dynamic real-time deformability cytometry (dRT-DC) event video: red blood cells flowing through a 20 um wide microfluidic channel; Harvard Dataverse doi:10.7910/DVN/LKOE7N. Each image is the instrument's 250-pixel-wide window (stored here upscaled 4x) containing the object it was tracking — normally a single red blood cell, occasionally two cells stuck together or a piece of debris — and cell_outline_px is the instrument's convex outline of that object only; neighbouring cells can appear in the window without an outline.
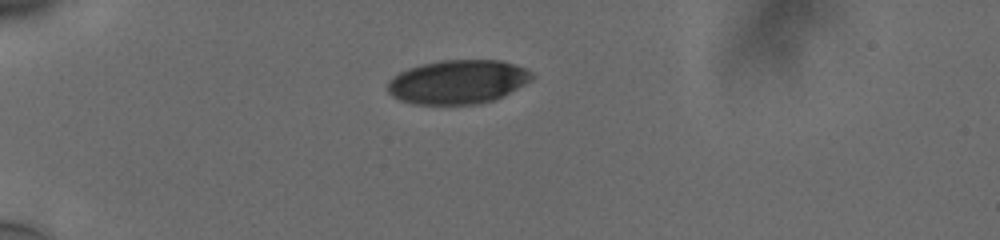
{"species": "human", "species_latin": "Homo sapiens", "temperature_condition": "cold", "stored_images_in_passage": 41, "camera_frame_rate_fps": 3000, "um_per_image_px": 0.085, "donor": {"sex": "male"}, "frame": {"image": 1, "passage_image": 1, "time_ms": 0.0, "image_size_px": [1000, 240], "cell_outline_px": [[532, 76], [524, 84], [504, 96], [480, 104], [416, 104], [400, 100], [392, 96], [388, 92], [388, 84], [400, 72], [408, 68], [440, 60], [500, 60], [524, 68], [532, 72]], "centroid_in_image_um": [38.91, 6.96], "position_along_channel_um": 46.1, "area_um2": 36.47}}
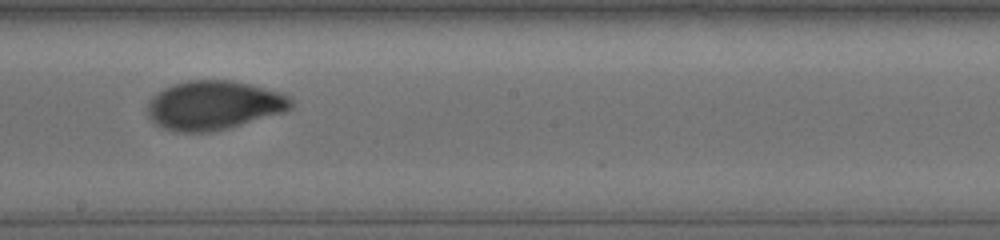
{"frame": {"image": 2, "passage_image": 19, "time_ms": 6.0, "image_size_px": [1000, 240], "cell_outline_px": [[292, 108], [284, 112], [228, 128], [212, 132], [176, 132], [164, 128], [156, 124], [148, 116], [148, 100], [152, 96], [164, 88], [172, 84], [188, 80], [232, 80], [284, 92], [292, 100]], "centroid_in_image_um": [18.18, 8.94], "position_along_channel_um": 230.0, "area_um2": 41.21}}
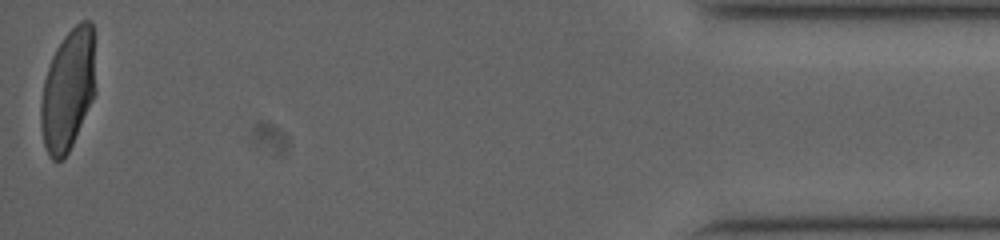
{"frame": {"image": 3, "passage_image": 41, "time_ms": 13.333, "image_size_px": [1000, 240], "cell_outline_px": [[96, 92], [72, 144], [68, 152], [60, 160], [52, 160], [44, 144], [40, 124], [40, 104], [44, 80], [52, 56], [56, 48], [64, 36], [80, 20], [92, 20], [96, 88]], "centroid_in_image_um": [5.78, 7.61], "position_along_channel_um": 429.4, "area_um2": 38.61}, "authors_computed_cell_mechanics": {"area_um2": 39.5352, "velocity_mm_per_s": 3.749, "shape_relaxation_time_tau1_ms": 5.482, "shape_relaxation_time_tau2_ms": 0.7499, "deformation_change_tau1": 0.1637, "deformation_change_tau2": 0.0406}}